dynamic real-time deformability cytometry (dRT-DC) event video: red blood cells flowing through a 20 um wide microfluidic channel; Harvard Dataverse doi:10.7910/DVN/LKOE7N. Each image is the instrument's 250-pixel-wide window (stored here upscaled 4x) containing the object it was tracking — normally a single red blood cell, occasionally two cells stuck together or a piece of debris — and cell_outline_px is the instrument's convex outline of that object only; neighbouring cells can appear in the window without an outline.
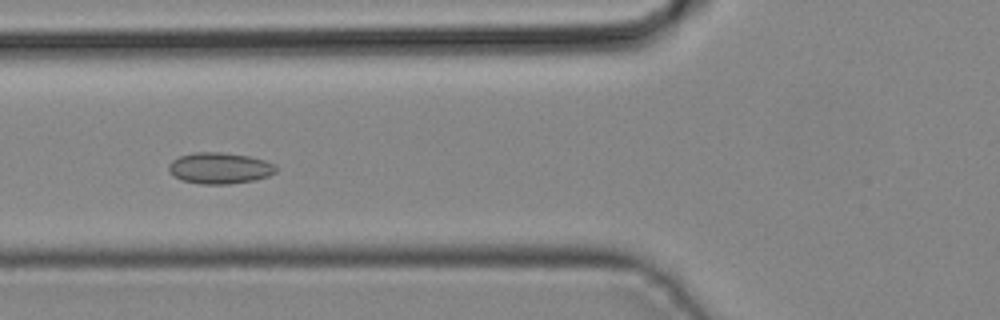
{"species": "common noctule bat (a hibernating species)", "species_latin": "Nyctalus noctula", "temperature_condition": "cold", "stored_images_in_passage": 33, "camera_frame_rate_fps": 3000, "um_per_image_px": 0.085, "animal": {"sex": "male", "body_mass_g": 19.2, "forearm_length_mm": 51.8}, "frame": {"image": 1, "passage_image": 8, "time_ms": 2.333, "image_size_px": [1000, 320], "cell_outline_px": [[276, 172], [268, 176], [252, 180], [228, 184], [200, 184], [180, 180], [172, 176], [168, 168], [168, 164], [172, 160], [180, 156], [192, 152], [224, 152], [248, 156], [264, 160], [276, 164]], "centroid_in_image_um": [18.64, 14.29], "position_along_channel_um": 107.2, "area_um2": 19.65}}
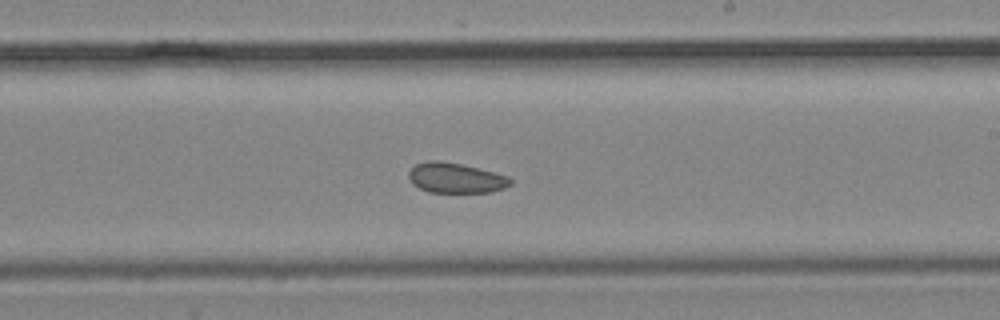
{"frame": {"image": 2, "passage_image": 17, "time_ms": 5.333, "image_size_px": [1000, 320], "cell_outline_px": [[512, 184], [504, 188], [492, 192], [428, 192], [412, 184], [408, 176], [408, 172], [416, 164], [428, 160], [440, 160], [460, 164], [508, 176], [512, 180]], "centroid_in_image_um": [38.71, 15.13], "position_along_channel_um": 250.3, "area_um2": 17.8}}
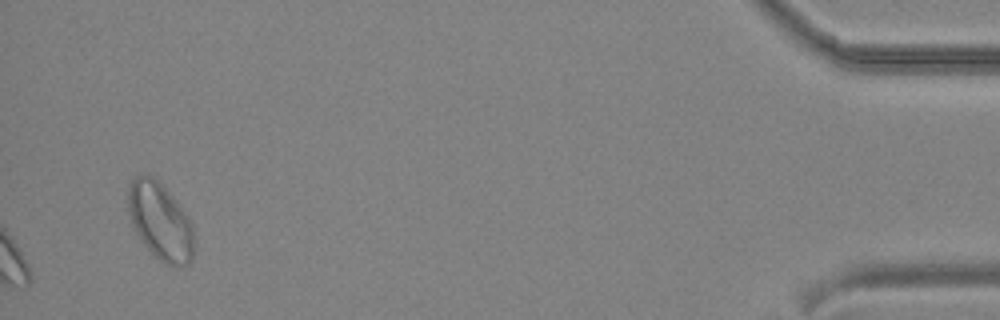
{"frame": {"image": 3, "passage_image": 33, "time_ms": 10.667, "image_size_px": [1000, 320], "cell_outline_px": [[192, 260], [188, 264], [176, 268], [160, 260], [148, 248], [136, 232], [132, 224], [128, 212], [128, 188], [132, 180], [136, 176], [152, 176], [168, 192], [188, 216], [192, 224]], "centroid_in_image_um": [13.61, 18.83], "position_along_channel_um": 421.6, "area_um2": 28.96}}